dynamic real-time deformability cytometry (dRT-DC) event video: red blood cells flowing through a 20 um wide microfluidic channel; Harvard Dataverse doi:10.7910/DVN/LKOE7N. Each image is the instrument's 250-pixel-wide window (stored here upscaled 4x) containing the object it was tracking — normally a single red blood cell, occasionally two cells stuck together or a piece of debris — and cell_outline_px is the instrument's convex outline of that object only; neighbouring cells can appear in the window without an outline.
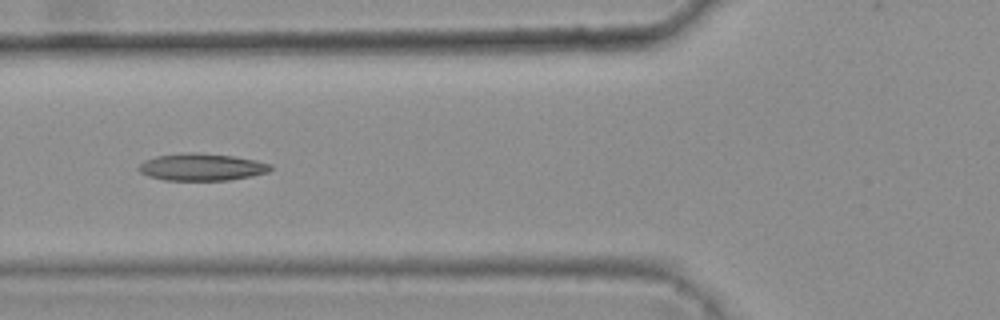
{"species": "common noctule bat (a hibernating species)", "species_latin": "Nyctalus noctula", "temperature_condition": "warm", "stored_images_in_passage": 45, "camera_frame_rate_fps": 3000, "um_per_image_px": 0.085, "animal": {"sex": "female", "body_mass_g": 25.1}, "frame": {"image": 1, "passage_image": 20, "time_ms": 6.333, "image_size_px": [1000, 320], "cell_outline_px": [[272, 168], [268, 172], [252, 176], [228, 180], [164, 180], [148, 176], [140, 172], [136, 168], [144, 160], [156, 156], [188, 152], [192, 152], [232, 156], [256, 160], [272, 164]], "centroid_in_image_um": [17.13, 14.2], "position_along_channel_um": 108.7, "area_um2": 20.87}, "authors_computed_cell_mechanics": {"area_um2": 20.4612, "velocity_mm_per_s": 3.8112, "shape_relaxation_time_tau1_ms": null, "shape_relaxation_time_tau2_ms": 3.4801, "deformation_change_tau1": null, "deformation_change_tau2": 0.1273}}